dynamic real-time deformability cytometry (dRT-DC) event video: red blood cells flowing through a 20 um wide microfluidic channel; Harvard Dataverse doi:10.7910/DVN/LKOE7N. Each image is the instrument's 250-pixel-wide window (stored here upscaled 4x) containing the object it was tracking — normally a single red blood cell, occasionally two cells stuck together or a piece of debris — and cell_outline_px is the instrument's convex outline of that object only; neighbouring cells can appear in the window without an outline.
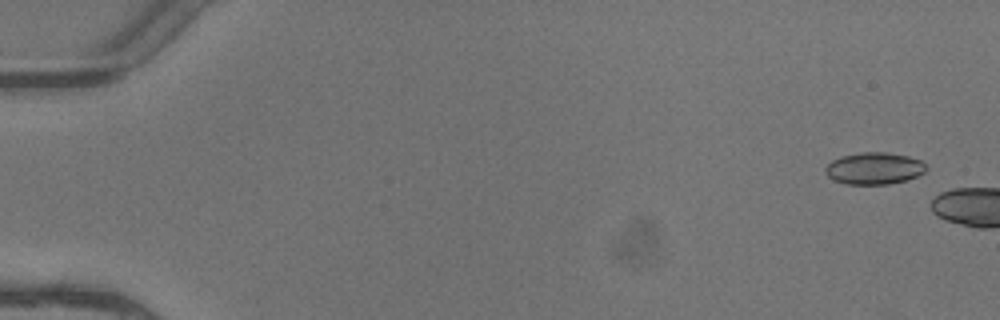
{"species": "common noctule bat (a hibernating species)", "species_latin": "Nyctalus noctula", "temperature_condition": "warm", "stored_images_in_passage": 3, "camera_frame_rate_fps": 3000, "um_per_image_px": 0.085, "animal": {"sex": "female"}, "frame": {"image": 1, "passage_image": 1, "time_ms": 0.0, "image_size_px": [1000, 320], "cell_outline_px": [[928, 168], [924, 172], [908, 180], [888, 184], [844, 184], [832, 180], [824, 172], [824, 168], [832, 160], [840, 156], [860, 152], [888, 152], [908, 156], [920, 160]], "centroid_in_image_um": [74.27, 14.31], "position_along_channel_um": 10.7, "area_um2": 18.96}}